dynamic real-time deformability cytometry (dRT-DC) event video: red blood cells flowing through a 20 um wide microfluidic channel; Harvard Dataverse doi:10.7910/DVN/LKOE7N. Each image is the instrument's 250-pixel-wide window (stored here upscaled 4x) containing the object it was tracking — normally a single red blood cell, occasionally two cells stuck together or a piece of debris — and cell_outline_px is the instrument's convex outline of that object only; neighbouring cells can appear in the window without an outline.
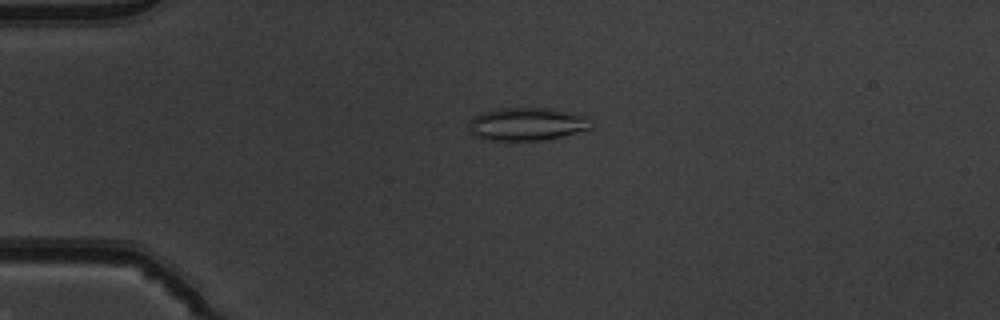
{"species": "common noctule bat (a hibernating species)", "species_latin": "Nyctalus noctula", "temperature_condition": "warm", "stored_images_in_passage": 51, "camera_frame_rate_fps": 3000, "um_per_image_px": 0.085, "animal": {"sex": "male", "body_mass_g": 19.5, "forearm_length_mm": 54.6}, "frame": {"image": 1, "passage_image": 12, "time_ms": 3.667, "image_size_px": [1000, 320], "cell_outline_px": [[592, 128], [560, 136], [540, 140], [492, 140], [472, 136], [468, 128], [468, 120], [484, 112], [500, 108], [548, 108], [588, 116]], "centroid_in_image_um": [44.75, 10.54], "position_along_channel_um": 40.3, "area_um2": 23.29}}
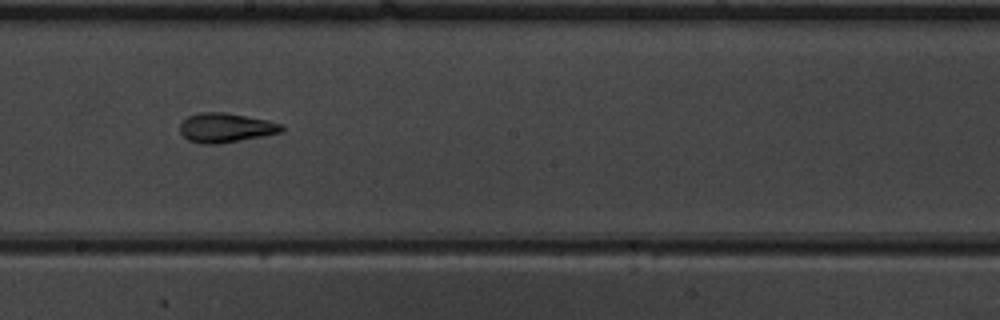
{"frame": {"image": 2, "passage_image": 29, "time_ms": 9.333, "image_size_px": [1000, 320], "cell_outline_px": [[284, 128], [280, 132], [240, 140], [216, 144], [200, 144], [188, 140], [180, 132], [180, 124], [188, 116], [200, 112], [224, 112], [268, 120], [284, 124]], "centroid_in_image_um": [19.17, 10.85], "position_along_channel_um": 229.0, "area_um2": 17.28}}
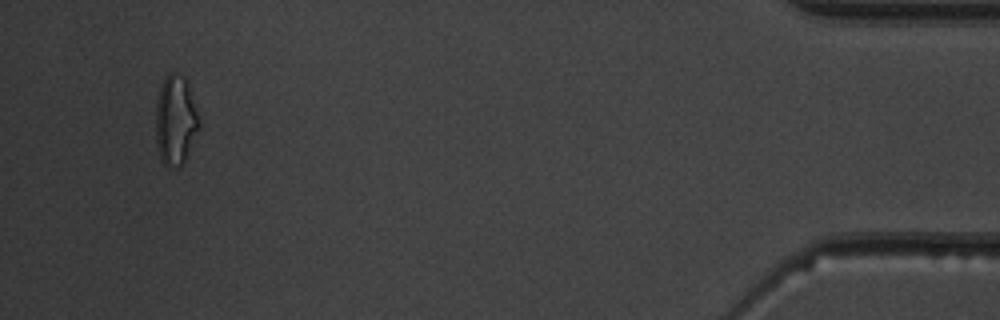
{"frame": {"image": 3, "passage_image": 49, "time_ms": 16.0, "image_size_px": [1000, 320], "cell_outline_px": [[200, 128], [184, 164], [180, 168], [164, 164], [160, 160], [156, 144], [156, 104], [160, 88], [168, 72], [176, 72], [184, 76], [188, 84], [200, 120]], "centroid_in_image_um": [14.93, 10.25], "position_along_channel_um": 420.3, "area_um2": 22.95}, "authors_computed_cell_mechanics": {"area_um2": 18.496, "velocity_mm_per_s": 3.9268, "shape_relaxation_time_tau1_ms": null, "shape_relaxation_time_tau2_ms": 2.9151, "deformation_change_tau1": null, "deformation_change_tau2": 0.0902}}